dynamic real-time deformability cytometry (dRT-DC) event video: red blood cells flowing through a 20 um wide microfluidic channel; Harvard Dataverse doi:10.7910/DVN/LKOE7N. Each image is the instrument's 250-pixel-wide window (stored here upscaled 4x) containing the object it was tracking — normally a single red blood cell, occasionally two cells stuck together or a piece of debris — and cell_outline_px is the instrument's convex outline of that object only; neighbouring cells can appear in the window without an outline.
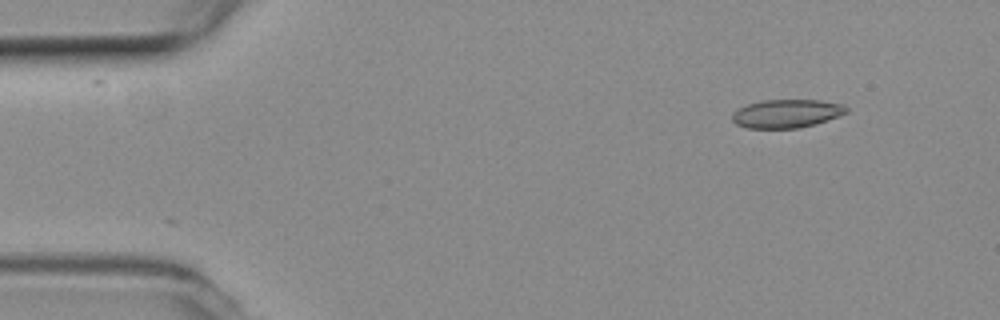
{"species": "common noctule bat (a hibernating species)", "species_latin": "Nyctalus noctula", "temperature_condition": "room temperature", "stored_images_in_passage": 5, "camera_frame_rate_fps": 3000, "um_per_image_px": 0.085, "animal": {"sex": "female", "body_mass_g": 19.3, "forearm_length_mm": 54.1}, "frame": {"image": 1, "passage_image": 2, "time_ms": 0.333, "image_size_px": [1000, 320], "cell_outline_px": [[848, 112], [816, 124], [800, 128], [748, 128], [736, 124], [732, 120], [732, 112], [748, 104], [764, 100], [820, 100], [844, 104], [848, 108]], "centroid_in_image_um": [66.88, 9.65], "position_along_channel_um": 18.1, "area_um2": 18.9}}
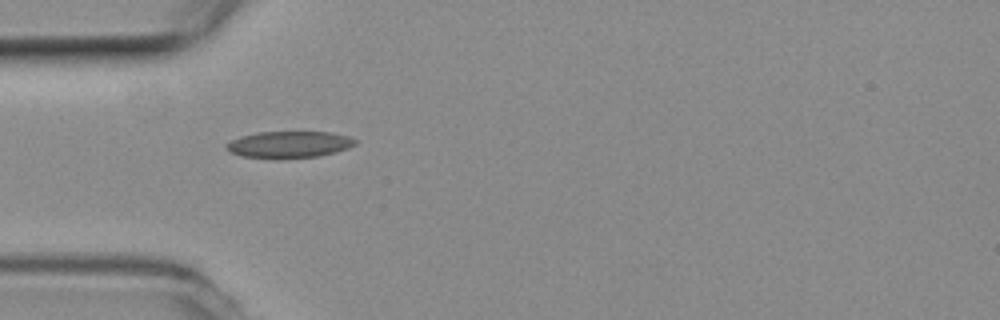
{"frame": {"image": 2, "passage_image": 5, "time_ms": 1.333, "image_size_px": [1000, 320], "cell_outline_px": [[356, 144], [348, 148], [320, 156], [280, 160], [276, 160], [240, 156], [224, 148], [224, 144], [240, 136], [256, 132], [332, 132], [348, 136], [356, 140]], "centroid_in_image_um": [24.53, 12.3], "position_along_channel_um": 60.5, "area_um2": 20.52}}